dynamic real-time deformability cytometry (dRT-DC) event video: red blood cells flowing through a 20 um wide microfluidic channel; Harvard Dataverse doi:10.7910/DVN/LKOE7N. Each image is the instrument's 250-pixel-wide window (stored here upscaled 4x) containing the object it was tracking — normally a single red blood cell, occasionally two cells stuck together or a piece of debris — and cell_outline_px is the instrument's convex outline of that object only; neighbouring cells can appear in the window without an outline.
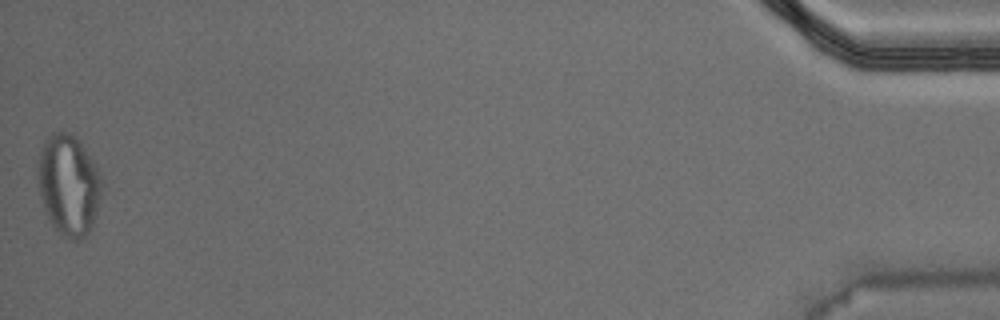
{"species": "Egyptian fruit bat (a non-hibernating species)", "species_latin": "Rousettus aegyptiacus", "temperature_condition": "warm", "stored_images_in_passage": 54, "camera_frame_rate_fps": 3000, "um_per_image_px": 0.085, "animal": {"sex": "male"}, "frame": {"image": 1, "passage_image": 54, "time_ms": 17.667, "image_size_px": [1000, 320], "cell_outline_px": [[104, 184], [92, 228], [80, 240], [72, 240], [56, 228], [48, 220], [40, 196], [36, 176], [36, 164], [44, 140], [52, 132], [68, 132], [76, 136], [80, 140], [96, 164], [104, 180]], "centroid_in_image_um": [5.84, 15.67], "position_along_channel_um": 429.4, "area_um2": 38.26}, "authors_computed_cell_mechanics": {"area_um2": 20.2589, "velocity_mm_per_s": 3.7295, "shape_relaxation_time_tau1_ms": null, "shape_relaxation_time_tau2_ms": 2.1729, "deformation_change_tau1": null, "deformation_change_tau2": 0.0777}}